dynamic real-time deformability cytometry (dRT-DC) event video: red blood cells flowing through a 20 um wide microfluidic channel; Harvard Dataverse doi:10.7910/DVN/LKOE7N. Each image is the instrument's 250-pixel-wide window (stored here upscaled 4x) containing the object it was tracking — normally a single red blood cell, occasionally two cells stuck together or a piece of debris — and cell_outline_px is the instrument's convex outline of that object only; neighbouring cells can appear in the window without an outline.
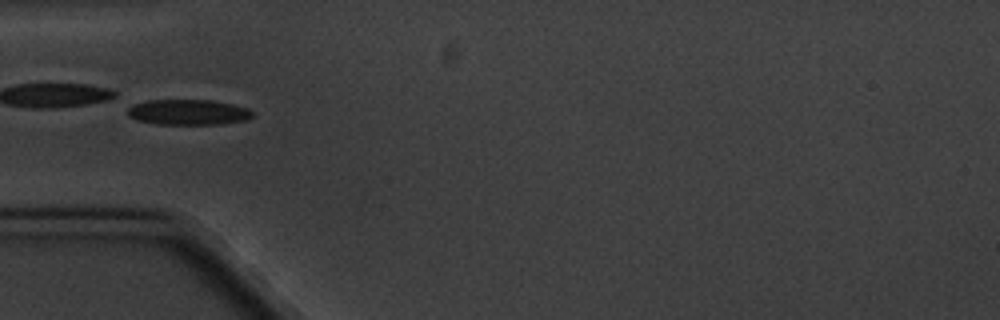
{"species": "common noctule bat (a hibernating species)", "species_latin": "Nyctalus noctula", "temperature_condition": "cold", "stored_images_in_passage": 6, "camera_frame_rate_fps": 3000, "um_per_image_px": 0.085, "animal": {"sex": "male", "body_mass_g": 20.1, "forearm_length_mm": 53.5}, "frame": {"image": 1, "passage_image": 3, "time_ms": 2.333, "image_size_px": [1000, 320], "cell_outline_px": [[252, 116], [248, 120], [220, 124], [156, 124], [136, 120], [128, 116], [128, 108], [132, 104], [148, 100], [212, 100], [232, 104], [248, 108], [252, 112]], "centroid_in_image_um": [15.98, 9.53], "position_along_channel_um": 69.0, "area_um2": 18.61}}